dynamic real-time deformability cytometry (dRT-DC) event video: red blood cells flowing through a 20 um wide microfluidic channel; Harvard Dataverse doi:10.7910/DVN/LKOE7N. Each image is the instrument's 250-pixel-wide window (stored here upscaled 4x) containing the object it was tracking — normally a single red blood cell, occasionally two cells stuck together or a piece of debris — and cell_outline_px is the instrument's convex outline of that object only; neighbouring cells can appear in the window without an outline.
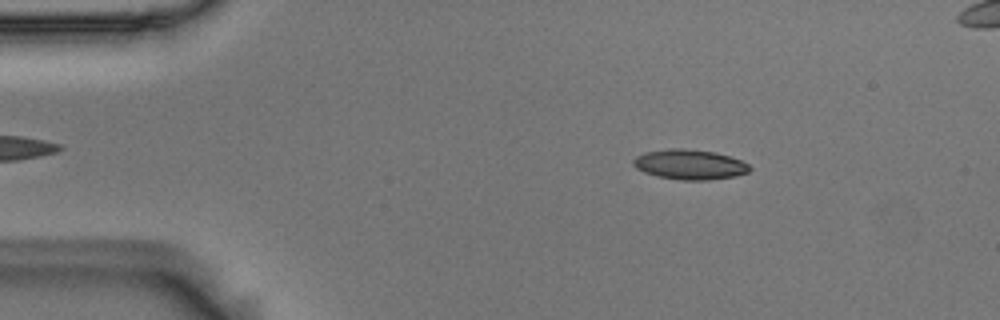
{"species": "Egyptian fruit bat (a non-hibernating species)", "species_latin": "Rousettus aegyptiacus", "temperature_condition": "room temperature", "stored_images_in_passage": 54, "camera_frame_rate_fps": 3000, "um_per_image_px": 0.085, "animal": {"sex": "male"}, "frame": {"image": 1, "passage_image": 8, "time_ms": 2.333, "image_size_px": [1000, 320], "cell_outline_px": [[752, 168], [748, 172], [736, 176], [708, 180], [680, 180], [656, 176], [644, 172], [636, 168], [632, 164], [632, 160], [636, 156], [644, 152], [668, 148], [684, 148], [716, 152], [740, 160], [748, 164]], "centroid_in_image_um": [58.6, 13.98], "position_along_channel_um": 26.4, "area_um2": 20.52}}
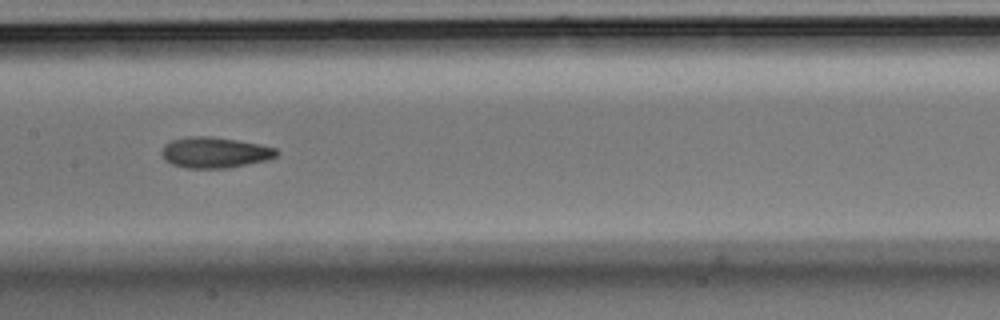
{"frame": {"image": 2, "passage_image": 26, "time_ms": 8.333, "image_size_px": [1000, 320], "cell_outline_px": [[280, 152], [276, 156], [268, 160], [228, 168], [188, 168], [172, 164], [164, 160], [160, 152], [164, 144], [172, 140], [188, 136], [212, 136], [260, 144], [276, 148]], "centroid_in_image_um": [18.25, 12.96], "position_along_channel_um": 189.2, "area_um2": 20.81}}
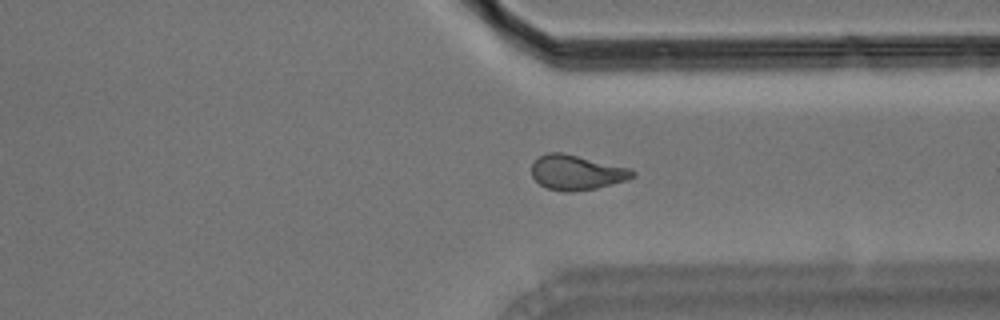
{"frame": {"image": 3, "passage_image": 40, "time_ms": 13.0, "image_size_px": [1000, 320], "cell_outline_px": [[636, 176], [628, 180], [596, 188], [572, 192], [564, 192], [548, 188], [540, 184], [532, 176], [532, 164], [540, 156], [548, 152], [560, 152], [632, 168], [636, 172]], "centroid_in_image_um": [49.06, 14.66], "position_along_channel_um": 362.3, "area_um2": 20.52}, "authors_computed_cell_mechanics": {"area_um2": 20.1433, "velocity_mm_per_s": 3.7191, "shape_relaxation_time_tau1_ms": null, "shape_relaxation_time_tau2_ms": 3.1249, "deformation_change_tau1": null, "deformation_change_tau2": 0.1024}}